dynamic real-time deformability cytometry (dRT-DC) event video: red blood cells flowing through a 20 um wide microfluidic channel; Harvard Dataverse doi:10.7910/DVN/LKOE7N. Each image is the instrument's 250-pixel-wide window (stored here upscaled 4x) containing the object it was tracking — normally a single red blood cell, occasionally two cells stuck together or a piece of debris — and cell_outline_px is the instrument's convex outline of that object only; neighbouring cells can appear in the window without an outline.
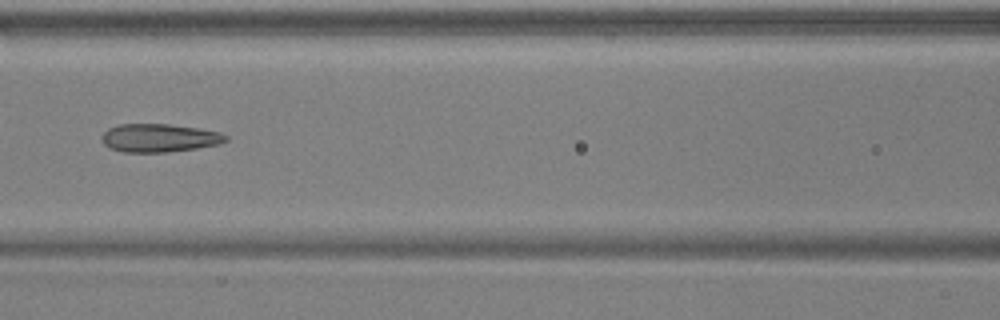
{"species": "common noctule bat (a hibernating species)", "species_latin": "Nyctalus noctula", "temperature_condition": "warm", "stored_images_in_passage": 54, "camera_frame_rate_fps": 3000, "um_per_image_px": 0.085, "animal": {"sex": "male", "body_mass_g": 17.9, "forearm_length_mm": 54.2}, "frame": {"image": 1, "passage_image": 24, "time_ms": 7.667, "image_size_px": [1000, 320], "cell_outline_px": [[228, 140], [220, 144], [196, 148], [164, 152], [124, 152], [112, 148], [104, 144], [100, 140], [100, 136], [108, 128], [120, 124], [168, 124], [200, 128], [220, 132], [228, 136]], "centroid_in_image_um": [13.54, 11.71], "position_along_channel_um": 153.1, "area_um2": 20.46}}
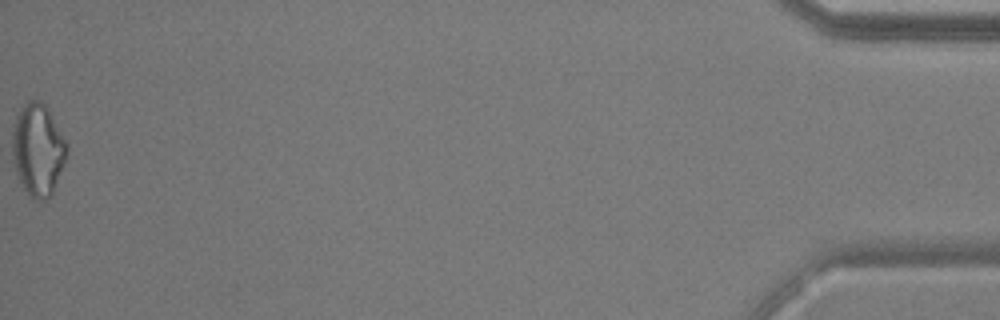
{"frame": {"image": 2, "passage_image": 54, "time_ms": 17.667, "image_size_px": [1000, 320], "cell_outline_px": [[68, 148], [64, 164], [52, 196], [44, 200], [40, 200], [32, 196], [24, 188], [20, 180], [12, 160], [12, 132], [16, 116], [20, 108], [28, 100], [40, 100], [44, 104], [68, 144]], "centroid_in_image_um": [3.22, 12.72], "position_along_channel_um": 432.0, "area_um2": 29.07}, "authors_computed_cell_mechanics": {"area_um2": 23.3801, "velocity_mm_per_s": 3.7417, "shape_relaxation_time_tau1_ms": null, "shape_relaxation_time_tau2_ms": 2.593, "deformation_change_tau1": null, "deformation_change_tau2": 0.1196}}